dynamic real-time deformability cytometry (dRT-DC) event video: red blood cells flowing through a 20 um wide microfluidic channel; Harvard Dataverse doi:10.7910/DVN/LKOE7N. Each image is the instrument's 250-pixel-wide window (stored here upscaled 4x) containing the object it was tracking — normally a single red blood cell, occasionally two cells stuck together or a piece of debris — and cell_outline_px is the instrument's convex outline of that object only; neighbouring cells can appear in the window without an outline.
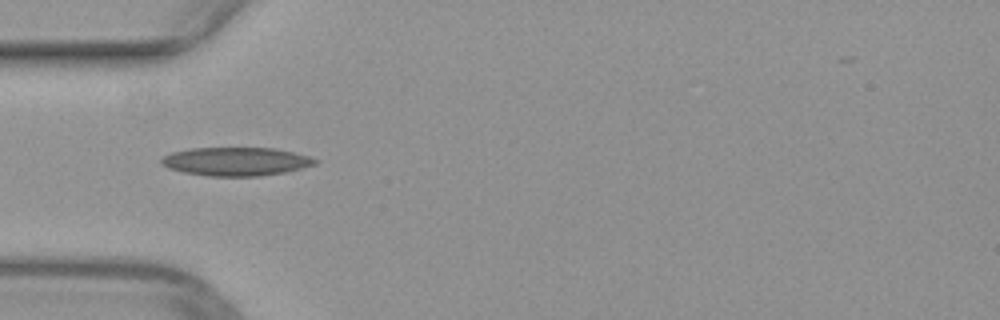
{"species": "common noctule bat (a hibernating species)", "species_latin": "Nyctalus noctula", "temperature_condition": "warm", "stored_images_in_passage": 35, "camera_frame_rate_fps": 3000, "um_per_image_px": 0.085, "animal": {"sex": "female", "body_mass_g": 29.2, "forearm_length_mm": 56.3}, "frame": {"image": 1, "passage_image": 1, "time_ms": 0.0, "image_size_px": [1000, 320], "cell_outline_px": [[320, 160], [316, 164], [288, 172], [260, 176], [208, 176], [184, 172], [168, 168], [160, 164], [160, 160], [164, 156], [172, 152], [192, 148], [276, 148], [308, 156]], "centroid_in_image_um": [20.08, 13.73], "position_along_channel_um": 64.9, "area_um2": 25.61}}
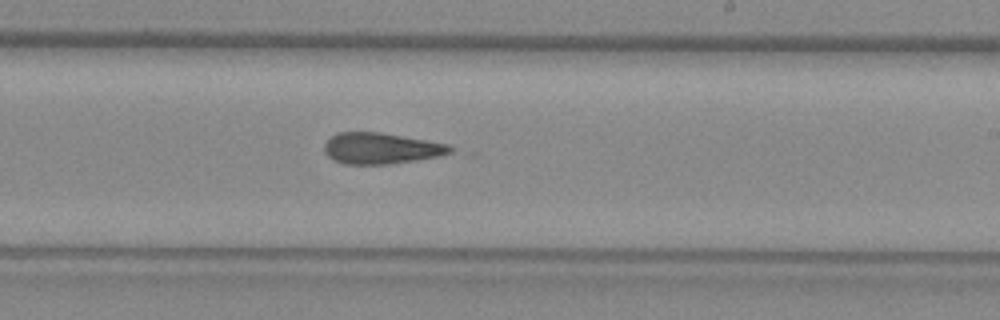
{"frame": {"image": 2, "passage_image": 15, "time_ms": 4.667, "image_size_px": [1000, 320], "cell_outline_px": [[452, 152], [440, 156], [392, 164], [344, 164], [332, 160], [324, 152], [324, 144], [336, 132], [380, 132], [448, 144], [452, 148]], "centroid_in_image_um": [32.36, 12.61], "position_along_channel_um": 256.6, "area_um2": 22.83}}
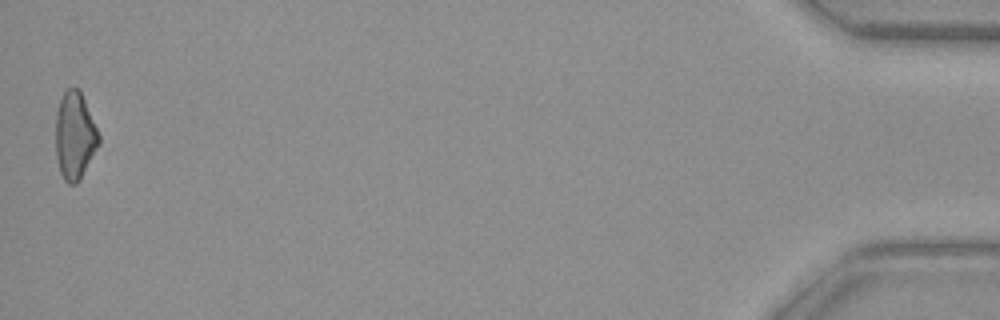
{"frame": {"image": 3, "passage_image": 35, "time_ms": 11.333, "image_size_px": [1000, 320], "cell_outline_px": [[100, 144], [80, 180], [76, 184], [68, 184], [64, 180], [60, 172], [56, 156], [56, 112], [60, 100], [64, 92], [68, 88], [76, 88], [80, 92], [84, 100], [100, 136]], "centroid_in_image_um": [6.35, 11.59], "position_along_channel_um": 428.8, "area_um2": 21.85}}